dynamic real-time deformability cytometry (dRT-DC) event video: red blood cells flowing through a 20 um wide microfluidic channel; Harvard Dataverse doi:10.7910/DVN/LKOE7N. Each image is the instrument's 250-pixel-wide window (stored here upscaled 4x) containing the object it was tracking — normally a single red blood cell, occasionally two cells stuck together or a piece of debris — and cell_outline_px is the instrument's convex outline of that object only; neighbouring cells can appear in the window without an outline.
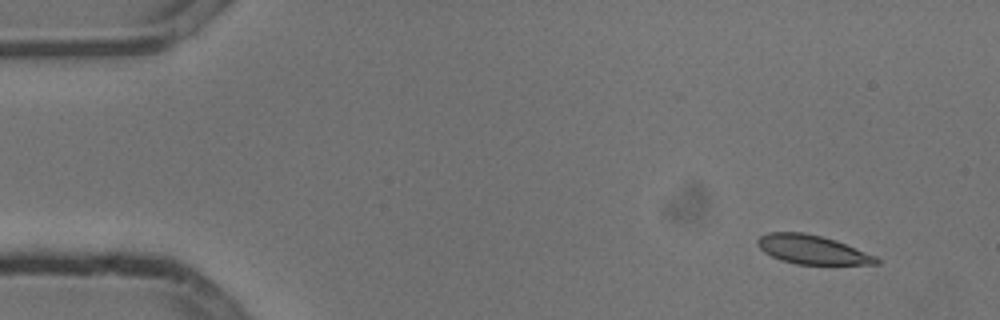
{"species": "common noctule bat (a hibernating species)", "species_latin": "Nyctalus noctula", "temperature_condition": "cold", "stored_images_in_passage": 10, "camera_frame_rate_fps": 3000, "um_per_image_px": 0.085, "animal": {"sex": "male", "body_mass_g": 13.3}, "frame": {"image": 1, "passage_image": 1, "time_ms": 0.0, "image_size_px": [1000, 320], "cell_outline_px": [[880, 264], [796, 264], [780, 260], [764, 252], [756, 244], [756, 240], [760, 236], [768, 232], [804, 232], [836, 240], [876, 256], [880, 260]], "centroid_in_image_um": [69.02, 21.21], "position_along_channel_um": 16.0, "area_um2": 20.0}}